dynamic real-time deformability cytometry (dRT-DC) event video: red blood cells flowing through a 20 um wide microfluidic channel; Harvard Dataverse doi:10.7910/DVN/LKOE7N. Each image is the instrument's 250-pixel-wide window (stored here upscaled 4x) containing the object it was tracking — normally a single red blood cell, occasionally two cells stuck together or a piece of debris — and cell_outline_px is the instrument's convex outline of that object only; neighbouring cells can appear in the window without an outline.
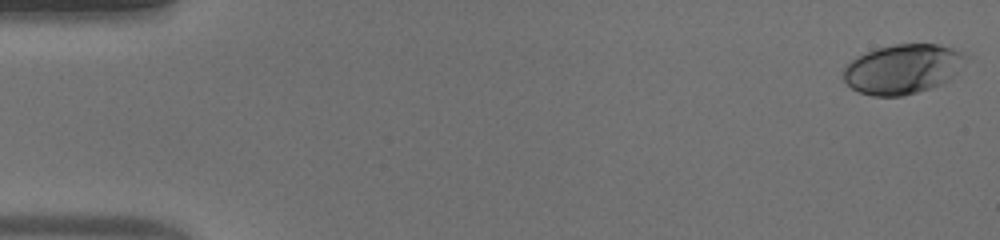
{"species": "human", "species_latin": "Homo sapiens", "temperature_condition": "warm", "stored_images_in_passage": 53, "camera_frame_rate_fps": 3000, "um_per_image_px": 0.085, "donor": {"sex": "male"}, "frame": {"image": 1, "passage_image": 1, "time_ms": 0.0, "image_size_px": [1000, 240], "cell_outline_px": [[964, 56], [956, 72], [944, 84], [904, 96], [872, 96], [860, 92], [852, 88], [844, 80], [844, 68], [856, 56], [876, 48], [892, 44], [936, 44], [952, 48], [960, 52]], "centroid_in_image_um": [76.67, 5.87], "position_along_channel_um": 8.3, "area_um2": 34.91}}
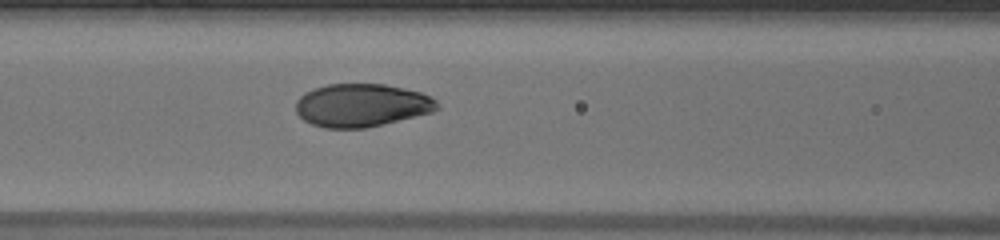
{"frame": {"image": 2, "passage_image": 23, "time_ms": 7.333, "image_size_px": [1000, 240], "cell_outline_px": [[440, 108], [432, 112], [364, 128], [324, 128], [312, 124], [304, 120], [296, 112], [296, 100], [304, 92], [328, 84], [384, 84], [404, 88], [420, 92], [432, 96], [436, 100]], "centroid_in_image_um": [30.73, 8.94], "position_along_channel_um": 135.9, "area_um2": 35.37}}
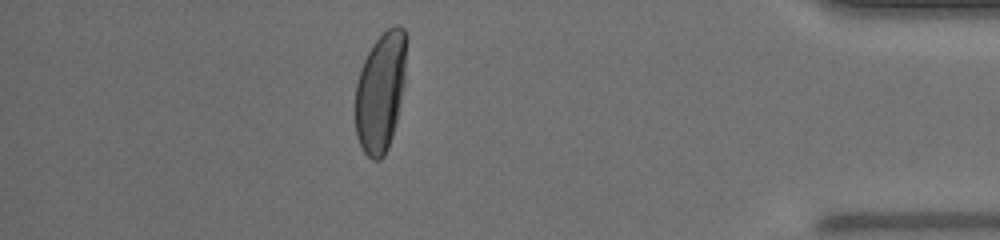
{"frame": {"image": 3, "passage_image": 47, "time_ms": 15.333, "image_size_px": [1000, 240], "cell_outline_px": [[408, 36], [404, 84], [396, 120], [392, 136], [388, 148], [384, 156], [380, 160], [372, 160], [364, 152], [356, 136], [356, 84], [360, 68], [372, 44], [392, 24], [400, 24], [404, 28]], "centroid_in_image_um": [32.37, 7.75], "position_along_channel_um": 402.8, "area_um2": 35.95}, "authors_computed_cell_mechanics": {"area_um2": 36.0094, "velocity_mm_per_s": 3.8588, "shape_relaxation_time_tau1_ms": 4.3439, "shape_relaxation_time_tau2_ms": null, "deformation_change_tau1": 0.2068, "deformation_change_tau2": null}}